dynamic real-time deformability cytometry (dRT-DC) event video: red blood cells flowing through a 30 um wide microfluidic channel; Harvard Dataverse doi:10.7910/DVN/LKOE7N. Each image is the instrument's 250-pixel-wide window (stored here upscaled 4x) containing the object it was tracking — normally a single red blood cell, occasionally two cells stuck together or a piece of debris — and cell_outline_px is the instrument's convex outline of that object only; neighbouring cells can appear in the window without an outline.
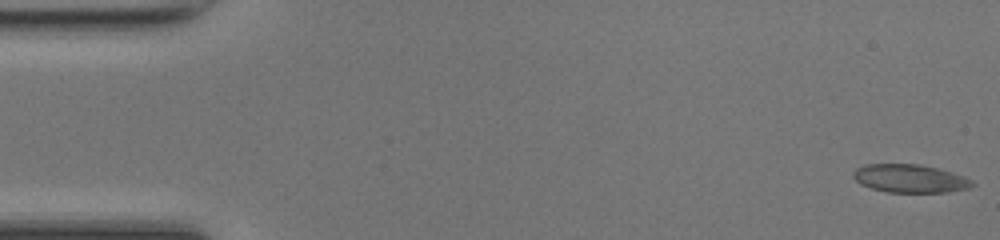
{"species": "common noctule bat (a hibernating species)", "species_latin": "Nyctalus noctula", "temperature_condition": "room temperature", "stored_images_in_passage": 49, "camera_frame_rate_fps": 3000, "um_per_image_px": 0.085, "animal": {"sex": "female", "body_mass_g": 17.0, "forearm_length_mm": 48.0}, "frame": {"image": 1, "passage_image": 1, "time_ms": 0.0, "image_size_px": [1000, 240], "cell_outline_px": [[976, 184], [968, 188], [948, 192], [888, 192], [872, 188], [860, 184], [852, 176], [852, 172], [856, 168], [864, 164], [920, 164], [936, 168], [964, 176], [972, 180]], "centroid_in_image_um": [77.33, 15.17], "position_along_channel_um": 7.7, "area_um2": 19.54}}
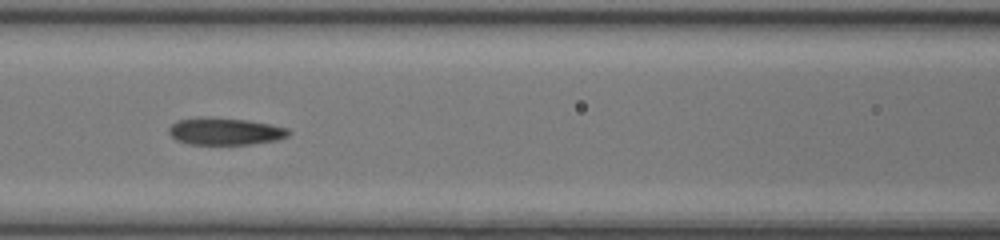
{"frame": {"image": 2, "passage_image": 21, "time_ms": 6.667, "image_size_px": [1000, 240], "cell_outline_px": [[292, 132], [288, 136], [276, 140], [252, 144], [188, 144], [176, 140], [168, 132], [168, 128], [176, 120], [248, 120], [288, 128]], "centroid_in_image_um": [19.18, 11.22], "position_along_channel_um": 147.4, "area_um2": 18.03}}
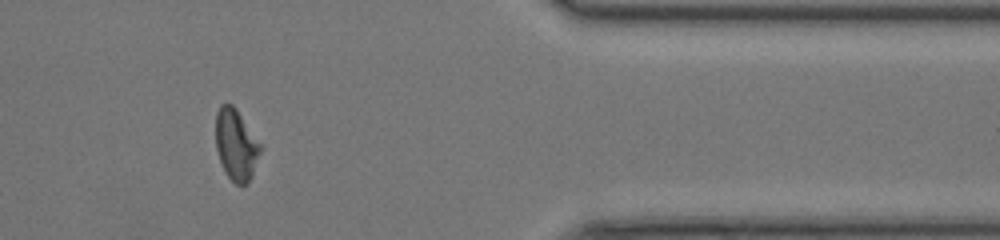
{"frame": {"image": 3, "passage_image": 40, "time_ms": 13.0, "image_size_px": [1000, 240], "cell_outline_px": [[264, 148], [252, 176], [248, 184], [236, 184], [228, 176], [220, 160], [216, 148], [216, 112], [220, 104], [232, 104], [236, 108]], "centroid_in_image_um": [20.1, 12.3], "position_along_channel_um": 391.3, "area_um2": 18.67}, "authors_computed_cell_mechanics": {"area_um2": 19.1318, "velocity_mm_per_s": 4.2793, "shape_relaxation_time_tau1_ms": null, "shape_relaxation_time_tau2_ms": 3.5333, "deformation_change_tau1": null, "deformation_change_tau2": 0.117}}